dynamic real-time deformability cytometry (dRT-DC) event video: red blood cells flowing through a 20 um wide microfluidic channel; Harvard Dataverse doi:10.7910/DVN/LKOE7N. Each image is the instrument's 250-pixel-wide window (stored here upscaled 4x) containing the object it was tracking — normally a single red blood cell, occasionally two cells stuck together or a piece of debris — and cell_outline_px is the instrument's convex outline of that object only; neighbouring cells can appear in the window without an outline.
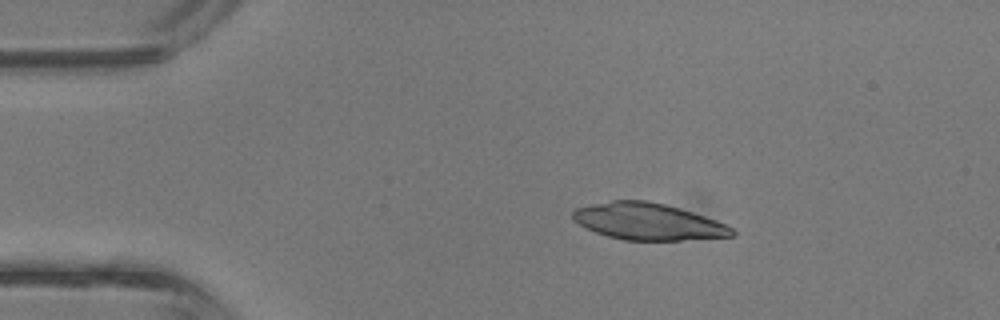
{"species": "common noctule bat (a hibernating species)", "species_latin": "Nyctalus noctula", "temperature_condition": "room temperature", "stored_images_in_passage": 4, "camera_frame_rate_fps": 3000, "um_per_image_px": 0.085, "animal": {"sex": "male", "body_mass_g": 13.3}, "frame": {"image": 1, "passage_image": 3, "time_ms": 0.667, "image_size_px": [1000, 320], "cell_outline_px": [[736, 236], [680, 240], [624, 240], [608, 236], [596, 232], [572, 220], [572, 212], [576, 208], [592, 204], [612, 200], [648, 200], [680, 208], [704, 216], [724, 224], [732, 228], [736, 232]], "centroid_in_image_um": [55.08, 18.83], "position_along_channel_um": 29.9, "area_um2": 33.87}}